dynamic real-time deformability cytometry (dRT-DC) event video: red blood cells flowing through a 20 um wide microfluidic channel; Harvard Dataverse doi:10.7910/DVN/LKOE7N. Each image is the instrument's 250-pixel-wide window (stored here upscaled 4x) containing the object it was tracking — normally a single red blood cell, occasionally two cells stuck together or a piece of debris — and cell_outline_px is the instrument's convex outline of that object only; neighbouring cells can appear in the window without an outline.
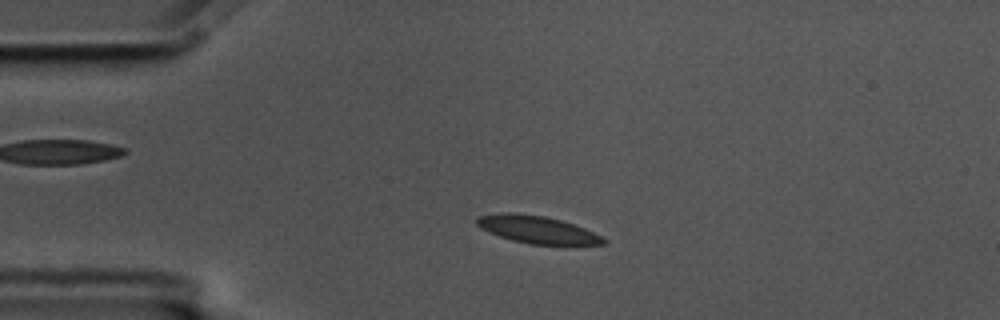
{"species": "common noctule bat (a hibernating species)", "species_latin": "Nyctalus noctula", "temperature_condition": "cold", "stored_images_in_passage": 55, "camera_frame_rate_fps": 3000, "um_per_image_px": 0.085, "animal": {"sex": "male", "body_mass_g": 17.5, "forearm_length_mm": 52.3}, "frame": {"image": 1, "passage_image": 10, "time_ms": 3.0, "image_size_px": [1000, 320], "cell_outline_px": [[608, 240], [604, 244], [532, 244], [512, 240], [500, 236], [480, 228], [476, 224], [476, 220], [480, 216], [500, 212], [516, 212], [544, 216], [560, 220], [584, 228]], "centroid_in_image_um": [45.62, 19.5], "position_along_channel_um": 39.4, "area_um2": 19.94}}
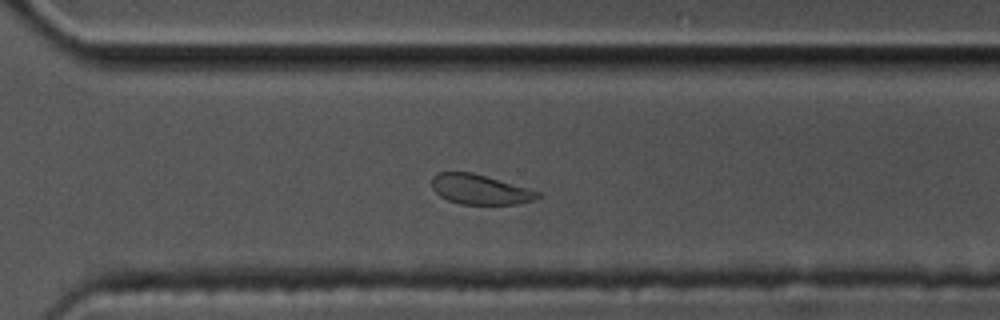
{"frame": {"image": 2, "passage_image": 38, "time_ms": 12.333, "image_size_px": [1000, 320], "cell_outline_px": [[540, 196], [532, 200], [516, 204], [460, 204], [448, 200], [440, 196], [432, 188], [432, 176], [436, 172], [472, 172], [540, 192]], "centroid_in_image_um": [40.74, 16.1], "position_along_channel_um": 329.9, "area_um2": 18.21}}
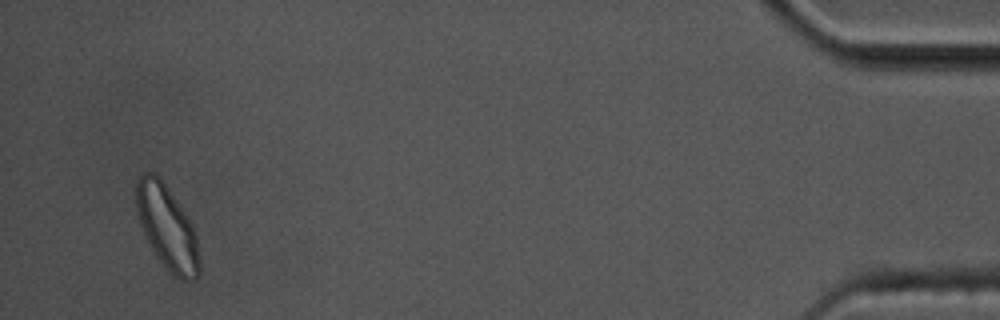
{"frame": {"image": 3, "passage_image": 53, "time_ms": 17.333, "image_size_px": [1000, 320], "cell_outline_px": [[200, 272], [196, 280], [180, 280], [156, 256], [144, 236], [136, 212], [136, 180], [144, 172], [152, 172], [168, 188], [192, 224], [196, 236], [200, 260]], "centroid_in_image_um": [14.2, 19.35], "position_along_channel_um": 421.0, "area_um2": 30.63}, "authors_computed_cell_mechanics": {"area_um2": 20.1144, "velocity_mm_per_s": 3.417, "shape_relaxation_time_tau1_ms": 2.5738, "shape_relaxation_time_tau2_ms": 2.3058, "deformation_change_tau1": 0.0984, "deformation_change_tau2": 0.0759}}